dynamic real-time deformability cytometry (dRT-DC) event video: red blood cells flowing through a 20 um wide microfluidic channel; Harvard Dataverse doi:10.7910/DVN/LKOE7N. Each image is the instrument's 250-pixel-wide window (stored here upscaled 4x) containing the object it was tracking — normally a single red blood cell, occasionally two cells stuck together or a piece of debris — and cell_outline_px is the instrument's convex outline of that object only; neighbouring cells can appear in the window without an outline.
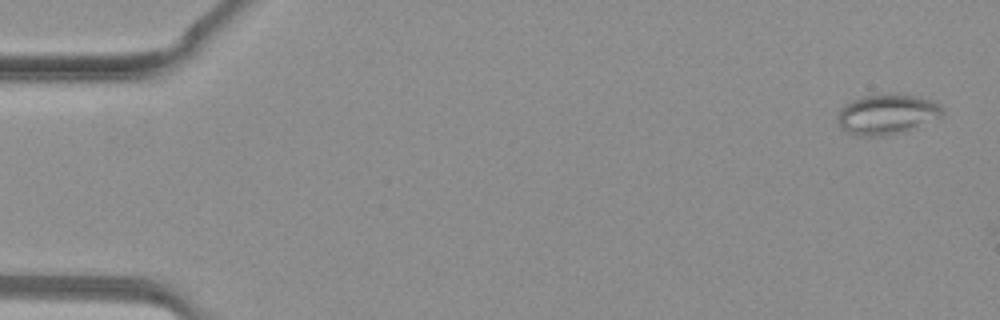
{"species": "common noctule bat (a hibernating species)", "species_latin": "Nyctalus noctula", "temperature_condition": "warm", "stored_images_in_passage": 39, "camera_frame_rate_fps": 3000, "um_per_image_px": 0.085, "animal": {"sex": "female", "body_mass_g": 19.3, "forearm_length_mm": 54.1}, "frame": {"image": 1, "passage_image": 2, "time_ms": 0.333, "image_size_px": [1000, 320], "cell_outline_px": [[944, 112], [940, 116], [904, 132], [880, 136], [856, 136], [840, 128], [840, 112], [852, 100], [860, 96], [892, 92], [896, 92], [916, 96], [932, 100], [940, 104]], "centroid_in_image_um": [75.42, 9.69], "position_along_channel_um": 9.6, "area_um2": 24.45}}
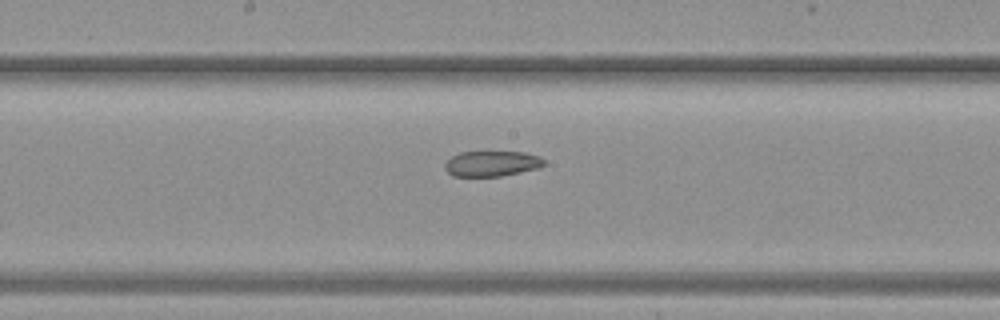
{"frame": {"image": 2, "passage_image": 21, "time_ms": 6.667, "image_size_px": [1000, 320], "cell_outline_px": [[544, 164], [540, 168], [500, 176], [452, 176], [444, 168], [444, 164], [452, 156], [460, 152], [524, 152], [540, 156], [544, 160]], "centroid_in_image_um": [41.8, 13.9], "position_along_channel_um": 206.4, "area_um2": 14.68}}
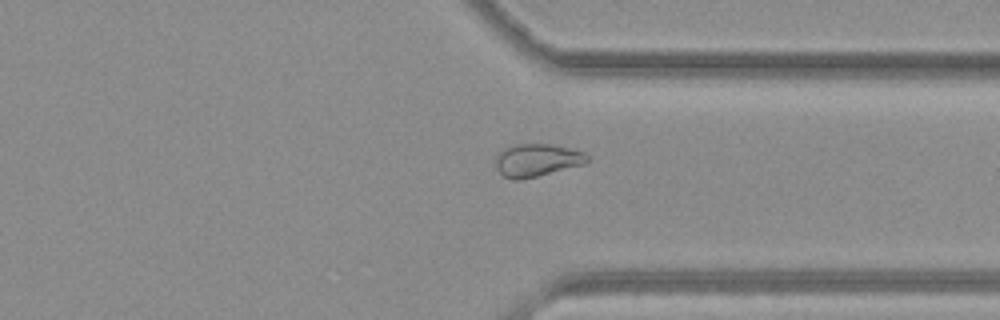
{"frame": {"image": 3, "passage_image": 30, "time_ms": 9.667, "image_size_px": [1000, 320], "cell_outline_px": [[588, 160], [584, 164], [520, 180], [512, 180], [504, 176], [496, 168], [496, 156], [504, 148], [516, 144], [552, 144], [584, 152], [588, 156]], "centroid_in_image_um": [45.62, 13.61], "position_along_channel_um": 365.8, "area_um2": 17.28}}